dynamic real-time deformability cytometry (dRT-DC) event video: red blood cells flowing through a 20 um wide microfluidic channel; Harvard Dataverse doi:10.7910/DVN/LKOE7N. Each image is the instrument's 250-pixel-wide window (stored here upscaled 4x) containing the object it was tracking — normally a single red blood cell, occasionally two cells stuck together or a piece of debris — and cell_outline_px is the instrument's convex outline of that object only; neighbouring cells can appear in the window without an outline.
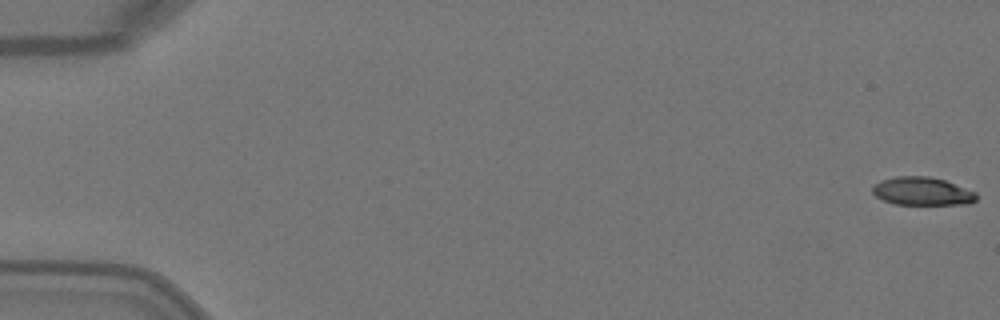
{"species": "Egyptian fruit bat (a non-hibernating species)", "species_latin": "Rousettus aegyptiacus", "temperature_condition": "warm", "stored_images_in_passage": 2, "camera_frame_rate_fps": 3000, "um_per_image_px": 0.085, "animal": {"sex": "female"}, "frame": {"image": 1, "passage_image": 2, "time_ms": 0.333, "image_size_px": [1000, 320], "cell_outline_px": [[976, 200], [968, 204], [896, 204], [884, 200], [876, 196], [872, 192], [872, 188], [880, 180], [896, 176], [928, 176], [944, 180], [976, 192]], "centroid_in_image_um": [78.38, 16.25], "position_along_channel_um": 6.6, "area_um2": 16.88}}